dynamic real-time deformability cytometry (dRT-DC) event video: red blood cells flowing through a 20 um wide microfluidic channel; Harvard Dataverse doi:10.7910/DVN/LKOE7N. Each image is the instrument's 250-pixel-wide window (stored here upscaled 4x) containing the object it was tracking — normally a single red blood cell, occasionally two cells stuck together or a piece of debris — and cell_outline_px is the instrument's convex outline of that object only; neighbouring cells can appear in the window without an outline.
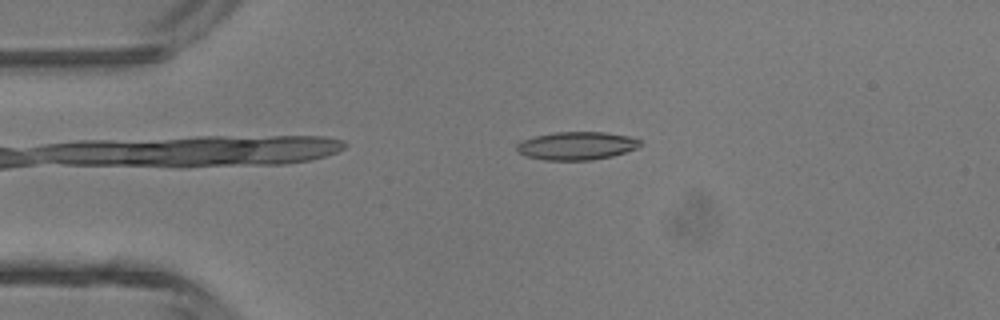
{"species": "common noctule bat (a hibernating species)", "species_latin": "Nyctalus noctula", "temperature_condition": "room temperature", "stored_images_in_passage": 6, "camera_frame_rate_fps": 3000, "um_per_image_px": 0.085, "animal": {"sex": "male", "body_mass_g": 13.3}, "frame": {"image": 1, "passage_image": 4, "time_ms": 1.0, "image_size_px": [1000, 320], "cell_outline_px": [[644, 144], [636, 148], [612, 156], [592, 160], [544, 160], [528, 156], [516, 152], [516, 144], [520, 140], [532, 136], [556, 132], [604, 132], [628, 136], [640, 140]], "centroid_in_image_um": [48.97, 12.38], "position_along_channel_um": 36.0, "area_um2": 20.35}}